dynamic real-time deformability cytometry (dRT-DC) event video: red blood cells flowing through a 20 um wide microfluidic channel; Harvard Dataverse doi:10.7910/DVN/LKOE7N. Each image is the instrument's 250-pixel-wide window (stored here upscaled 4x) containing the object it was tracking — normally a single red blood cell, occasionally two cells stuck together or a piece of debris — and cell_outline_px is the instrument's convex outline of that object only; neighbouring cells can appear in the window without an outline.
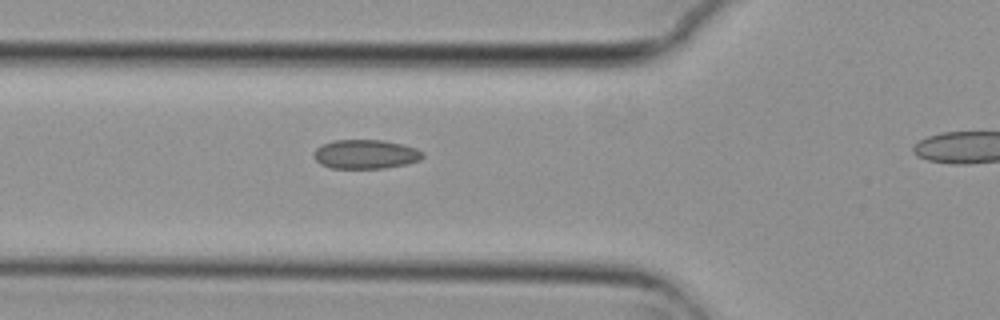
{"species": "common noctule bat (a hibernating species)", "species_latin": "Nyctalus noctula", "temperature_condition": "cold", "stored_images_in_passage": 4, "segment_of_instrument_passage": [1, 2], "camera_frame_rate_fps": 3000, "um_per_image_px": 0.085, "animal": {"sex": "female", "body_mass_g": 29.2, "forearm_length_mm": 56.3}, "frame": {"image": 1, "passage_image": 3, "time_ms": 0.667, "image_size_px": [1000, 320], "cell_outline_px": [[424, 156], [420, 160], [408, 164], [384, 168], [332, 168], [320, 164], [312, 156], [312, 152], [316, 148], [332, 140], [384, 140], [404, 144], [416, 148], [424, 152]], "centroid_in_image_um": [31.09, 13.1], "position_along_channel_um": 94.7, "area_um2": 18.73}}